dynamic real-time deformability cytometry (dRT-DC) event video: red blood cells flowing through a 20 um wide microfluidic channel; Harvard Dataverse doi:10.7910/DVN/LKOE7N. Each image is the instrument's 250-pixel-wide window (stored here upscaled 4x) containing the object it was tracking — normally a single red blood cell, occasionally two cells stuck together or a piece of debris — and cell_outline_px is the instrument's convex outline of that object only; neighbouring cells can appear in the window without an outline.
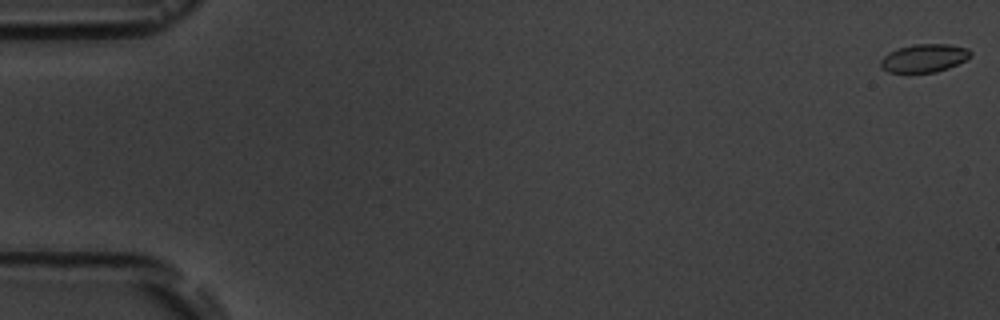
{"species": "common noctule bat (a hibernating species)", "species_latin": "Nyctalus noctula", "temperature_condition": "room temperature", "stored_images_in_passage": 4, "camera_frame_rate_fps": 3000, "um_per_image_px": 0.085, "animal": {"sex": "male", "body_mass_g": 19.5, "forearm_length_mm": 54.6}, "frame": {"image": 1, "passage_image": 1, "time_ms": 0.0, "image_size_px": [1000, 320], "cell_outline_px": [[972, 56], [968, 60], [948, 68], [936, 72], [888, 72], [880, 68], [880, 60], [888, 52], [900, 48], [916, 44], [948, 44], [968, 48], [972, 52]], "centroid_in_image_um": [78.59, 4.94], "position_along_channel_um": 6.4, "area_um2": 14.85}}